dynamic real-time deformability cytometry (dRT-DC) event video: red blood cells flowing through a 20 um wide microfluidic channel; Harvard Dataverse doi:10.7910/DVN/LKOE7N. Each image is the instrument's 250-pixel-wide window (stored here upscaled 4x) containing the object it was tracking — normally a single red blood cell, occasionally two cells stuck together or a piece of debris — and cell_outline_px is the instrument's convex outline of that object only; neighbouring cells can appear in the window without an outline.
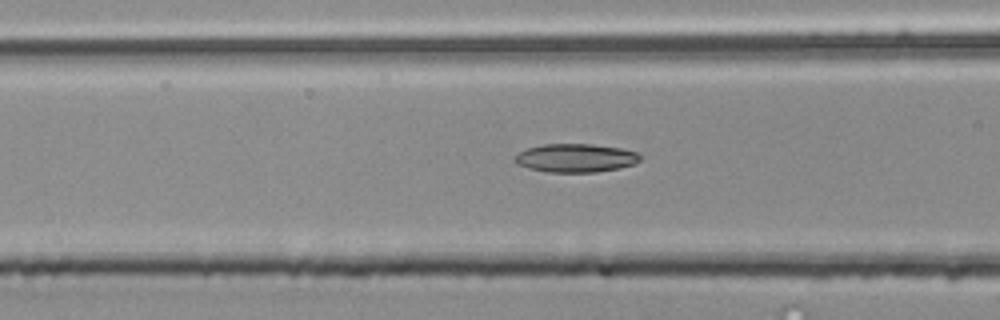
{"species": "common noctule bat (a hibernating species)", "species_latin": "Nyctalus noctula", "temperature_condition": "room temperature", "stored_images_in_passage": 38, "camera_frame_rate_fps": 3000, "um_per_image_px": 0.085, "animal": {"sex": "male", "body_mass_g": 20.4}, "frame": {"image": 1, "passage_image": 16, "time_ms": 5.0, "image_size_px": [1000, 320], "cell_outline_px": [[640, 160], [632, 164], [620, 168], [596, 172], [548, 172], [528, 168], [516, 164], [516, 156], [520, 152], [528, 148], [544, 144], [592, 144], [620, 148], [636, 152], [640, 156]], "centroid_in_image_um": [48.93, 13.43], "position_along_channel_um": 117.7, "area_um2": 20.58}}
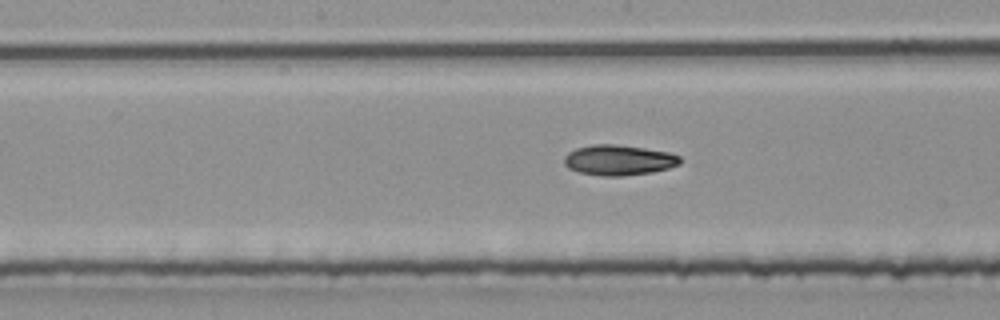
{"frame": {"image": 2, "passage_image": 22, "time_ms": 7.0, "image_size_px": [1000, 320], "cell_outline_px": [[680, 164], [668, 168], [652, 172], [620, 176], [600, 176], [580, 172], [568, 168], [564, 164], [564, 156], [568, 152], [576, 148], [592, 144], [612, 144], [644, 148], [668, 152], [680, 156]], "centroid_in_image_um": [52.56, 13.61], "position_along_channel_um": 195.6, "area_um2": 20.46}}
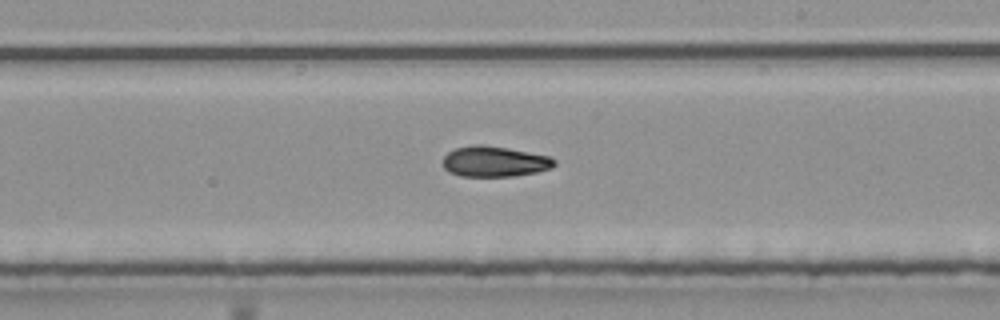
{"frame": {"image": 3, "passage_image": 26, "time_ms": 8.333, "image_size_px": [1000, 320], "cell_outline_px": [[556, 164], [552, 168], [536, 172], [512, 176], [460, 176], [448, 172], [444, 168], [444, 156], [448, 152], [456, 148], [476, 144], [480, 144], [508, 148], [548, 156], [556, 160]], "centroid_in_image_um": [42.03, 13.73], "position_along_channel_um": 247.0, "area_um2": 19.77}}